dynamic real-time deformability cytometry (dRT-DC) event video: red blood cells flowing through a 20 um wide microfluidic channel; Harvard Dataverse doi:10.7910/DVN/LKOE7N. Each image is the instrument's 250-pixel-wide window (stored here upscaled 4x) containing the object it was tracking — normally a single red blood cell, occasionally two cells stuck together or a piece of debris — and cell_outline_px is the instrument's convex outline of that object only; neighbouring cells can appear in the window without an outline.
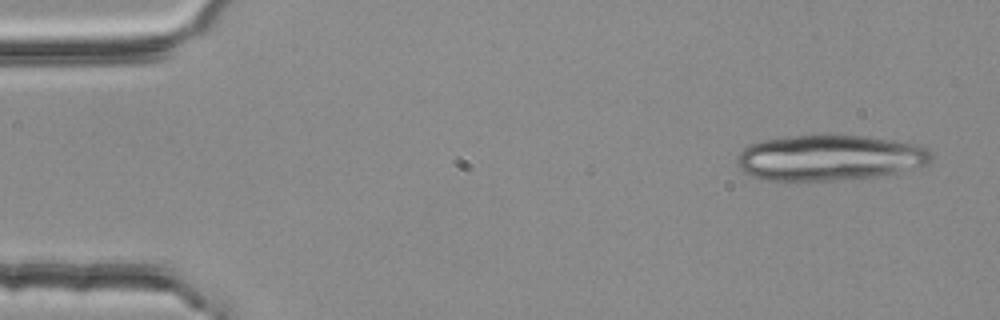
{"species": "common noctule bat (a hibernating species)", "species_latin": "Nyctalus noctula", "temperature_condition": "room temperature", "stored_images_in_passage": 2, "camera_frame_rate_fps": 3000, "um_per_image_px": 0.085, "animal": {"sex": "female", "body_mass_g": 25.1}, "frame": {"image": 1, "passage_image": 2, "time_ms": 0.333, "image_size_px": [1000, 320], "cell_outline_px": [[932, 156], [924, 164], [900, 172], [876, 176], [832, 180], [760, 180], [744, 172], [736, 164], [736, 160], [740, 152], [748, 144], [764, 140], [792, 136], [824, 132], [836, 132], [920, 144], [928, 148], [932, 152]], "centroid_in_image_um": [70.48, 13.36], "position_along_channel_um": 14.5, "area_um2": 52.48}}